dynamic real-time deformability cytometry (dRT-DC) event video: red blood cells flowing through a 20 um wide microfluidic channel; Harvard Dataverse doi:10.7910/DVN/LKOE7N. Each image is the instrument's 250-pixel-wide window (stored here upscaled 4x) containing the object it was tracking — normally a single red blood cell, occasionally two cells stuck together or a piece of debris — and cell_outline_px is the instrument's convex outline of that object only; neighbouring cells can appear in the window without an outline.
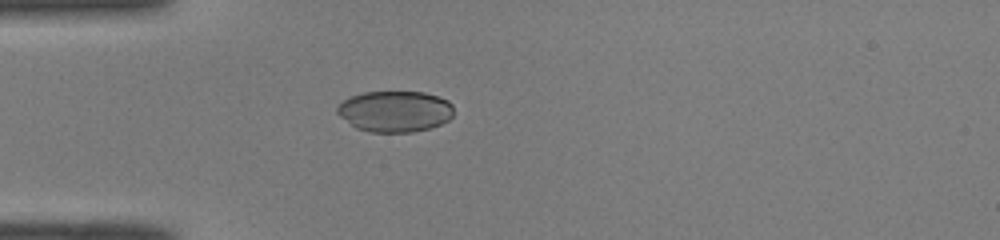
{"species": "common noctule bat (a hibernating species)", "species_latin": "Nyctalus noctula", "temperature_condition": "room temperature", "stored_images_in_passage": 36, "camera_frame_rate_fps": 3000, "um_per_image_px": 0.085, "animal": {"sex": "male", "body_mass_g": 19.0, "forearm_length_mm": 50.8}, "frame": {"image": 1, "passage_image": 1, "time_ms": 0.0, "image_size_px": [1000, 240], "cell_outline_px": [[452, 116], [448, 120], [440, 124], [428, 128], [412, 132], [372, 132], [356, 128], [340, 116], [336, 112], [336, 108], [344, 100], [352, 96], [364, 92], [424, 92], [448, 100], [452, 104]], "centroid_in_image_um": [33.57, 9.46], "position_along_channel_um": 51.4, "area_um2": 27.69}}
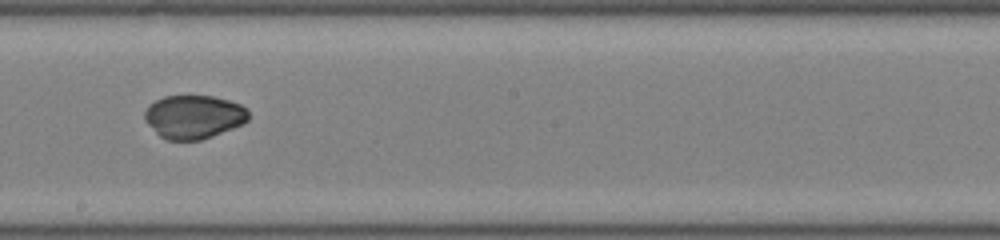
{"frame": {"image": 2, "passage_image": 15, "time_ms": 4.667, "image_size_px": [1000, 240], "cell_outline_px": [[248, 120], [244, 124], [212, 136], [200, 140], [164, 140], [144, 120], [144, 112], [148, 104], [164, 96], [212, 96], [228, 100], [240, 104], [248, 108]], "centroid_in_image_um": [16.46, 9.93], "position_along_channel_um": 231.7, "area_um2": 26.47}}
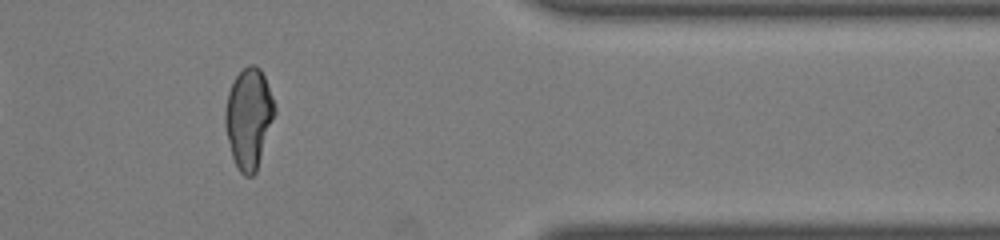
{"frame": {"image": 3, "passage_image": 28, "time_ms": 9.0, "image_size_px": [1000, 240], "cell_outline_px": [[276, 112], [256, 172], [252, 176], [244, 176], [240, 172], [232, 156], [224, 124], [224, 112], [228, 92], [236, 76], [248, 64], [256, 64], [260, 68], [264, 76], [272, 96], [276, 108]], "centroid_in_image_um": [21.14, 10.04], "position_along_channel_um": 390.3, "area_um2": 28.84}, "authors_computed_cell_mechanics": {"area_um2": 27.6862, "velocity_mm_per_s": 4.0917, "shape_relaxation_time_tau1_ms": null, "shape_relaxation_time_tau2_ms": 1.0548, "deformation_change_tau1": null, "deformation_change_tau2": 0.026}}